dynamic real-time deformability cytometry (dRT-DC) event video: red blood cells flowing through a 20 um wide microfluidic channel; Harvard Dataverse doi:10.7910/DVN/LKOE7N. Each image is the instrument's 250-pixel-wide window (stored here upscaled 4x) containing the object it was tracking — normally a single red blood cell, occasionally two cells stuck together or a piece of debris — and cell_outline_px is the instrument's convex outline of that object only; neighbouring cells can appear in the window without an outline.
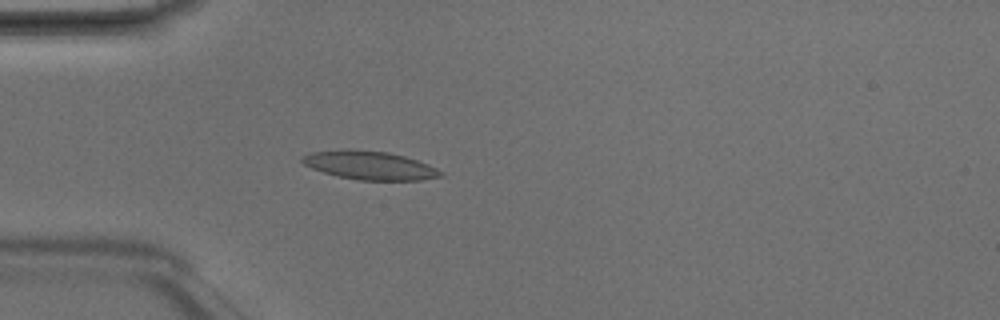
{"species": "Egyptian fruit bat (a non-hibernating species)", "species_latin": "Rousettus aegyptiacus", "temperature_condition": "room temperature", "stored_images_in_passage": 3, "camera_frame_rate_fps": 3000, "um_per_image_px": 0.085, "animal": {"sex": "male"}, "frame": {"image": 1, "passage_image": 3, "time_ms": 0.667, "image_size_px": [1000, 320], "cell_outline_px": [[444, 176], [420, 180], [360, 180], [340, 176], [324, 172], [312, 168], [304, 164], [300, 160], [300, 156], [312, 152], [344, 148], [348, 148], [388, 152], [404, 156], [428, 164], [444, 172]], "centroid_in_image_um": [31.41, 14.04], "position_along_channel_um": 53.6, "area_um2": 23.12}}